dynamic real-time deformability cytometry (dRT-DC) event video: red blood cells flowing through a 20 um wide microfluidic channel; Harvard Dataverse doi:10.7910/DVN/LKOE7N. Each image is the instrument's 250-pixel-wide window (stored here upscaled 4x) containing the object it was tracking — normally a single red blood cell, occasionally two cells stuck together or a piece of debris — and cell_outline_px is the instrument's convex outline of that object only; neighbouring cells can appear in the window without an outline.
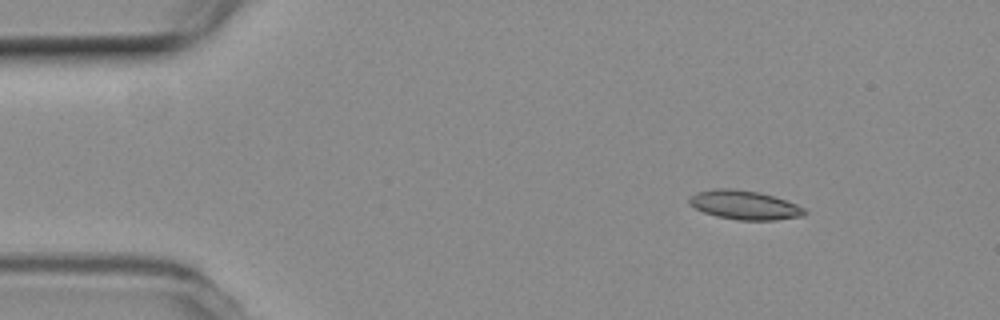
{"species": "common noctule bat (a hibernating species)", "species_latin": "Nyctalus noctula", "temperature_condition": "room temperature", "stored_images_in_passage": 4, "camera_frame_rate_fps": 3000, "um_per_image_px": 0.085, "animal": {"sex": "female", "body_mass_g": 19.3, "forearm_length_mm": 54.1}, "frame": {"image": 1, "passage_image": 1, "time_ms": 0.0, "image_size_px": [1000, 320], "cell_outline_px": [[808, 212], [804, 216], [776, 220], [736, 220], [716, 216], [704, 212], [696, 208], [688, 200], [688, 196], [696, 192], [716, 188], [732, 188], [760, 192], [796, 204], [804, 208]], "centroid_in_image_um": [63.28, 17.42], "position_along_channel_um": 21.7, "area_um2": 19.54}}
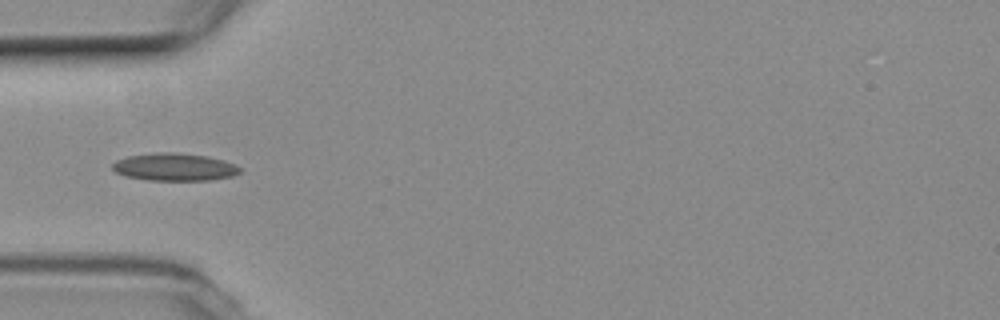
{"frame": {"image": 2, "passage_image": 4, "time_ms": 1.0, "image_size_px": [1000, 320], "cell_outline_px": [[244, 168], [240, 172], [232, 176], [212, 180], [148, 180], [124, 176], [116, 172], [112, 168], [112, 164], [116, 160], [128, 156], [156, 152], [176, 152], [208, 156], [224, 160], [236, 164]], "centroid_in_image_um": [14.86, 14.19], "position_along_channel_um": 70.1, "area_um2": 20.75}}